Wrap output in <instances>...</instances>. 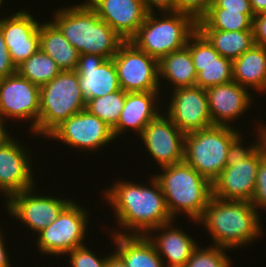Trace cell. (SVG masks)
I'll list each match as a JSON object with an SVG mask.
<instances>
[{"label": "cell", "instance_id": "cell-37", "mask_svg": "<svg viewBox=\"0 0 266 267\" xmlns=\"http://www.w3.org/2000/svg\"><path fill=\"white\" fill-rule=\"evenodd\" d=\"M15 73H17V68L11 60L0 26V79L14 75Z\"/></svg>", "mask_w": 266, "mask_h": 267}, {"label": "cell", "instance_id": "cell-43", "mask_svg": "<svg viewBox=\"0 0 266 267\" xmlns=\"http://www.w3.org/2000/svg\"><path fill=\"white\" fill-rule=\"evenodd\" d=\"M6 124V122L0 119V147L12 137L11 133L9 134V132H7Z\"/></svg>", "mask_w": 266, "mask_h": 267}, {"label": "cell", "instance_id": "cell-44", "mask_svg": "<svg viewBox=\"0 0 266 267\" xmlns=\"http://www.w3.org/2000/svg\"><path fill=\"white\" fill-rule=\"evenodd\" d=\"M261 140L266 150V126L261 130Z\"/></svg>", "mask_w": 266, "mask_h": 267}, {"label": "cell", "instance_id": "cell-16", "mask_svg": "<svg viewBox=\"0 0 266 267\" xmlns=\"http://www.w3.org/2000/svg\"><path fill=\"white\" fill-rule=\"evenodd\" d=\"M185 134L162 112L139 135L151 160L162 168L184 161Z\"/></svg>", "mask_w": 266, "mask_h": 267}, {"label": "cell", "instance_id": "cell-25", "mask_svg": "<svg viewBox=\"0 0 266 267\" xmlns=\"http://www.w3.org/2000/svg\"><path fill=\"white\" fill-rule=\"evenodd\" d=\"M233 81L258 92H266V48L254 45L233 61Z\"/></svg>", "mask_w": 266, "mask_h": 267}, {"label": "cell", "instance_id": "cell-29", "mask_svg": "<svg viewBox=\"0 0 266 267\" xmlns=\"http://www.w3.org/2000/svg\"><path fill=\"white\" fill-rule=\"evenodd\" d=\"M253 20L243 11L209 8L197 21V30L253 31Z\"/></svg>", "mask_w": 266, "mask_h": 267}, {"label": "cell", "instance_id": "cell-41", "mask_svg": "<svg viewBox=\"0 0 266 267\" xmlns=\"http://www.w3.org/2000/svg\"><path fill=\"white\" fill-rule=\"evenodd\" d=\"M106 267H126L123 259L113 250V253L108 254V262Z\"/></svg>", "mask_w": 266, "mask_h": 267}, {"label": "cell", "instance_id": "cell-12", "mask_svg": "<svg viewBox=\"0 0 266 267\" xmlns=\"http://www.w3.org/2000/svg\"><path fill=\"white\" fill-rule=\"evenodd\" d=\"M37 186L12 195L6 203L8 215L23 223L32 234H37L49 224L53 223L62 210L72 201L56 195H43ZM36 189V190H35Z\"/></svg>", "mask_w": 266, "mask_h": 267}, {"label": "cell", "instance_id": "cell-36", "mask_svg": "<svg viewBox=\"0 0 266 267\" xmlns=\"http://www.w3.org/2000/svg\"><path fill=\"white\" fill-rule=\"evenodd\" d=\"M209 8H222L227 11H243V14H247L252 20L255 16L250 0H213Z\"/></svg>", "mask_w": 266, "mask_h": 267}, {"label": "cell", "instance_id": "cell-14", "mask_svg": "<svg viewBox=\"0 0 266 267\" xmlns=\"http://www.w3.org/2000/svg\"><path fill=\"white\" fill-rule=\"evenodd\" d=\"M172 93L163 113L184 134L213 126L205 89L199 86L181 87Z\"/></svg>", "mask_w": 266, "mask_h": 267}, {"label": "cell", "instance_id": "cell-40", "mask_svg": "<svg viewBox=\"0 0 266 267\" xmlns=\"http://www.w3.org/2000/svg\"><path fill=\"white\" fill-rule=\"evenodd\" d=\"M1 228V227H0ZM0 229V267H12V262L10 260L11 257L9 256V250L6 249L8 246H6L4 241L6 242L7 240H4V232Z\"/></svg>", "mask_w": 266, "mask_h": 267}, {"label": "cell", "instance_id": "cell-39", "mask_svg": "<svg viewBox=\"0 0 266 267\" xmlns=\"http://www.w3.org/2000/svg\"><path fill=\"white\" fill-rule=\"evenodd\" d=\"M148 12L174 11L175 0H141ZM155 9V10H154Z\"/></svg>", "mask_w": 266, "mask_h": 267}, {"label": "cell", "instance_id": "cell-32", "mask_svg": "<svg viewBox=\"0 0 266 267\" xmlns=\"http://www.w3.org/2000/svg\"><path fill=\"white\" fill-rule=\"evenodd\" d=\"M230 249L208 245L200 247L199 245L193 250L186 267H231L232 259L226 253Z\"/></svg>", "mask_w": 266, "mask_h": 267}, {"label": "cell", "instance_id": "cell-17", "mask_svg": "<svg viewBox=\"0 0 266 267\" xmlns=\"http://www.w3.org/2000/svg\"><path fill=\"white\" fill-rule=\"evenodd\" d=\"M186 46L197 73L196 86L207 89L233 81V61L220 56L198 30L189 37Z\"/></svg>", "mask_w": 266, "mask_h": 267}, {"label": "cell", "instance_id": "cell-3", "mask_svg": "<svg viewBox=\"0 0 266 267\" xmlns=\"http://www.w3.org/2000/svg\"><path fill=\"white\" fill-rule=\"evenodd\" d=\"M75 3L53 12L50 20L80 53L111 59L125 41L87 3Z\"/></svg>", "mask_w": 266, "mask_h": 267}, {"label": "cell", "instance_id": "cell-45", "mask_svg": "<svg viewBox=\"0 0 266 267\" xmlns=\"http://www.w3.org/2000/svg\"><path fill=\"white\" fill-rule=\"evenodd\" d=\"M4 0H0V8L2 7V4H4Z\"/></svg>", "mask_w": 266, "mask_h": 267}, {"label": "cell", "instance_id": "cell-1", "mask_svg": "<svg viewBox=\"0 0 266 267\" xmlns=\"http://www.w3.org/2000/svg\"><path fill=\"white\" fill-rule=\"evenodd\" d=\"M149 183H135L120 179L112 187L102 190L103 199L111 205L117 222L113 234L146 235L160 225L172 222L163 191L157 179L151 174ZM151 184V185H149Z\"/></svg>", "mask_w": 266, "mask_h": 267}, {"label": "cell", "instance_id": "cell-31", "mask_svg": "<svg viewBox=\"0 0 266 267\" xmlns=\"http://www.w3.org/2000/svg\"><path fill=\"white\" fill-rule=\"evenodd\" d=\"M126 93L120 89L105 96L89 99L86 101L85 109L113 129L119 121Z\"/></svg>", "mask_w": 266, "mask_h": 267}, {"label": "cell", "instance_id": "cell-38", "mask_svg": "<svg viewBox=\"0 0 266 267\" xmlns=\"http://www.w3.org/2000/svg\"><path fill=\"white\" fill-rule=\"evenodd\" d=\"M252 30L255 45L266 48V13H260L253 17Z\"/></svg>", "mask_w": 266, "mask_h": 267}, {"label": "cell", "instance_id": "cell-23", "mask_svg": "<svg viewBox=\"0 0 266 267\" xmlns=\"http://www.w3.org/2000/svg\"><path fill=\"white\" fill-rule=\"evenodd\" d=\"M175 221L160 225L146 234L164 261L165 267L186 265L193 250L199 245L183 228L175 227Z\"/></svg>", "mask_w": 266, "mask_h": 267}, {"label": "cell", "instance_id": "cell-10", "mask_svg": "<svg viewBox=\"0 0 266 267\" xmlns=\"http://www.w3.org/2000/svg\"><path fill=\"white\" fill-rule=\"evenodd\" d=\"M66 144L73 150L100 151L115 142L113 130L97 116L86 109L61 122L46 137Z\"/></svg>", "mask_w": 266, "mask_h": 267}, {"label": "cell", "instance_id": "cell-30", "mask_svg": "<svg viewBox=\"0 0 266 267\" xmlns=\"http://www.w3.org/2000/svg\"><path fill=\"white\" fill-rule=\"evenodd\" d=\"M61 72L57 63L40 48L17 67V73L41 87Z\"/></svg>", "mask_w": 266, "mask_h": 267}, {"label": "cell", "instance_id": "cell-9", "mask_svg": "<svg viewBox=\"0 0 266 267\" xmlns=\"http://www.w3.org/2000/svg\"><path fill=\"white\" fill-rule=\"evenodd\" d=\"M89 216V211L72 199L53 223L36 234L35 245L40 254L63 257L71 250L86 245Z\"/></svg>", "mask_w": 266, "mask_h": 267}, {"label": "cell", "instance_id": "cell-13", "mask_svg": "<svg viewBox=\"0 0 266 267\" xmlns=\"http://www.w3.org/2000/svg\"><path fill=\"white\" fill-rule=\"evenodd\" d=\"M40 109V87L18 73L0 79V119L30 121V133L36 128ZM8 118V119H7ZM7 119V120H6Z\"/></svg>", "mask_w": 266, "mask_h": 267}, {"label": "cell", "instance_id": "cell-34", "mask_svg": "<svg viewBox=\"0 0 266 267\" xmlns=\"http://www.w3.org/2000/svg\"><path fill=\"white\" fill-rule=\"evenodd\" d=\"M213 0H175L174 11L190 15L196 22L208 11Z\"/></svg>", "mask_w": 266, "mask_h": 267}, {"label": "cell", "instance_id": "cell-35", "mask_svg": "<svg viewBox=\"0 0 266 267\" xmlns=\"http://www.w3.org/2000/svg\"><path fill=\"white\" fill-rule=\"evenodd\" d=\"M251 203L259 211H266V157L260 162L257 171L255 193Z\"/></svg>", "mask_w": 266, "mask_h": 267}, {"label": "cell", "instance_id": "cell-19", "mask_svg": "<svg viewBox=\"0 0 266 267\" xmlns=\"http://www.w3.org/2000/svg\"><path fill=\"white\" fill-rule=\"evenodd\" d=\"M205 92L213 125L233 127L237 118L255 103L251 90L235 81L207 88Z\"/></svg>", "mask_w": 266, "mask_h": 267}, {"label": "cell", "instance_id": "cell-20", "mask_svg": "<svg viewBox=\"0 0 266 267\" xmlns=\"http://www.w3.org/2000/svg\"><path fill=\"white\" fill-rule=\"evenodd\" d=\"M82 96L87 101L121 89L113 58L80 54L77 68Z\"/></svg>", "mask_w": 266, "mask_h": 267}, {"label": "cell", "instance_id": "cell-22", "mask_svg": "<svg viewBox=\"0 0 266 267\" xmlns=\"http://www.w3.org/2000/svg\"><path fill=\"white\" fill-rule=\"evenodd\" d=\"M160 95H163L161 91L127 92L119 121L112 129L115 139L122 137L126 131L130 133L131 130L139 136L144 128L163 112Z\"/></svg>", "mask_w": 266, "mask_h": 267}, {"label": "cell", "instance_id": "cell-24", "mask_svg": "<svg viewBox=\"0 0 266 267\" xmlns=\"http://www.w3.org/2000/svg\"><path fill=\"white\" fill-rule=\"evenodd\" d=\"M110 235L114 241V251L123 259L126 267H165L146 235Z\"/></svg>", "mask_w": 266, "mask_h": 267}, {"label": "cell", "instance_id": "cell-33", "mask_svg": "<svg viewBox=\"0 0 266 267\" xmlns=\"http://www.w3.org/2000/svg\"><path fill=\"white\" fill-rule=\"evenodd\" d=\"M65 256L69 257V267H106L108 262V255L98 257L87 245L77 247Z\"/></svg>", "mask_w": 266, "mask_h": 267}, {"label": "cell", "instance_id": "cell-27", "mask_svg": "<svg viewBox=\"0 0 266 267\" xmlns=\"http://www.w3.org/2000/svg\"><path fill=\"white\" fill-rule=\"evenodd\" d=\"M39 25V47L49 55L61 71H75L80 53L49 20Z\"/></svg>", "mask_w": 266, "mask_h": 267}, {"label": "cell", "instance_id": "cell-21", "mask_svg": "<svg viewBox=\"0 0 266 267\" xmlns=\"http://www.w3.org/2000/svg\"><path fill=\"white\" fill-rule=\"evenodd\" d=\"M87 3L125 41L136 35L148 14L141 0H87Z\"/></svg>", "mask_w": 266, "mask_h": 267}, {"label": "cell", "instance_id": "cell-18", "mask_svg": "<svg viewBox=\"0 0 266 267\" xmlns=\"http://www.w3.org/2000/svg\"><path fill=\"white\" fill-rule=\"evenodd\" d=\"M29 12L31 11L18 9L17 12L0 18L4 41L16 68L40 48V23Z\"/></svg>", "mask_w": 266, "mask_h": 267}, {"label": "cell", "instance_id": "cell-15", "mask_svg": "<svg viewBox=\"0 0 266 267\" xmlns=\"http://www.w3.org/2000/svg\"><path fill=\"white\" fill-rule=\"evenodd\" d=\"M17 141L12 136L0 147V193L4 194L6 201L16 193L37 186L31 150Z\"/></svg>", "mask_w": 266, "mask_h": 267}, {"label": "cell", "instance_id": "cell-11", "mask_svg": "<svg viewBox=\"0 0 266 267\" xmlns=\"http://www.w3.org/2000/svg\"><path fill=\"white\" fill-rule=\"evenodd\" d=\"M120 87L125 92L162 91L158 60L140 50L131 41H124L114 55Z\"/></svg>", "mask_w": 266, "mask_h": 267}, {"label": "cell", "instance_id": "cell-2", "mask_svg": "<svg viewBox=\"0 0 266 267\" xmlns=\"http://www.w3.org/2000/svg\"><path fill=\"white\" fill-rule=\"evenodd\" d=\"M260 212L250 201L222 200L212 196L197 224L208 231L213 239L212 245L234 250L249 246L262 236Z\"/></svg>", "mask_w": 266, "mask_h": 267}, {"label": "cell", "instance_id": "cell-7", "mask_svg": "<svg viewBox=\"0 0 266 267\" xmlns=\"http://www.w3.org/2000/svg\"><path fill=\"white\" fill-rule=\"evenodd\" d=\"M148 12L136 35L130 40L149 56L160 60L186 46L197 30V22L188 14L176 11Z\"/></svg>", "mask_w": 266, "mask_h": 267}, {"label": "cell", "instance_id": "cell-28", "mask_svg": "<svg viewBox=\"0 0 266 267\" xmlns=\"http://www.w3.org/2000/svg\"><path fill=\"white\" fill-rule=\"evenodd\" d=\"M220 56L234 61L255 45L253 31L198 30Z\"/></svg>", "mask_w": 266, "mask_h": 267}, {"label": "cell", "instance_id": "cell-6", "mask_svg": "<svg viewBox=\"0 0 266 267\" xmlns=\"http://www.w3.org/2000/svg\"><path fill=\"white\" fill-rule=\"evenodd\" d=\"M242 136L238 128L219 125L185 134L184 161L213 183Z\"/></svg>", "mask_w": 266, "mask_h": 267}, {"label": "cell", "instance_id": "cell-42", "mask_svg": "<svg viewBox=\"0 0 266 267\" xmlns=\"http://www.w3.org/2000/svg\"><path fill=\"white\" fill-rule=\"evenodd\" d=\"M254 15L266 13V0H250Z\"/></svg>", "mask_w": 266, "mask_h": 267}, {"label": "cell", "instance_id": "cell-4", "mask_svg": "<svg viewBox=\"0 0 266 267\" xmlns=\"http://www.w3.org/2000/svg\"><path fill=\"white\" fill-rule=\"evenodd\" d=\"M159 169L153 176L161 186L172 218L186 214L188 221L197 223L212 198V183L185 161Z\"/></svg>", "mask_w": 266, "mask_h": 267}, {"label": "cell", "instance_id": "cell-5", "mask_svg": "<svg viewBox=\"0 0 266 267\" xmlns=\"http://www.w3.org/2000/svg\"><path fill=\"white\" fill-rule=\"evenodd\" d=\"M260 123L256 124L257 131H253L257 132V140L246 147L241 140L229 154L227 166L212 183V196L222 200L252 201L258 167L266 157L261 140V130L266 125Z\"/></svg>", "mask_w": 266, "mask_h": 267}, {"label": "cell", "instance_id": "cell-26", "mask_svg": "<svg viewBox=\"0 0 266 267\" xmlns=\"http://www.w3.org/2000/svg\"><path fill=\"white\" fill-rule=\"evenodd\" d=\"M158 69L160 88H162L164 80L169 82L166 86L171 85L169 88L172 90L195 86L197 73L187 46L162 57L158 61Z\"/></svg>", "mask_w": 266, "mask_h": 267}, {"label": "cell", "instance_id": "cell-8", "mask_svg": "<svg viewBox=\"0 0 266 267\" xmlns=\"http://www.w3.org/2000/svg\"><path fill=\"white\" fill-rule=\"evenodd\" d=\"M85 108L79 75L76 71H61L40 87L39 119L32 133L45 138L61 122Z\"/></svg>", "mask_w": 266, "mask_h": 267}]
</instances>
